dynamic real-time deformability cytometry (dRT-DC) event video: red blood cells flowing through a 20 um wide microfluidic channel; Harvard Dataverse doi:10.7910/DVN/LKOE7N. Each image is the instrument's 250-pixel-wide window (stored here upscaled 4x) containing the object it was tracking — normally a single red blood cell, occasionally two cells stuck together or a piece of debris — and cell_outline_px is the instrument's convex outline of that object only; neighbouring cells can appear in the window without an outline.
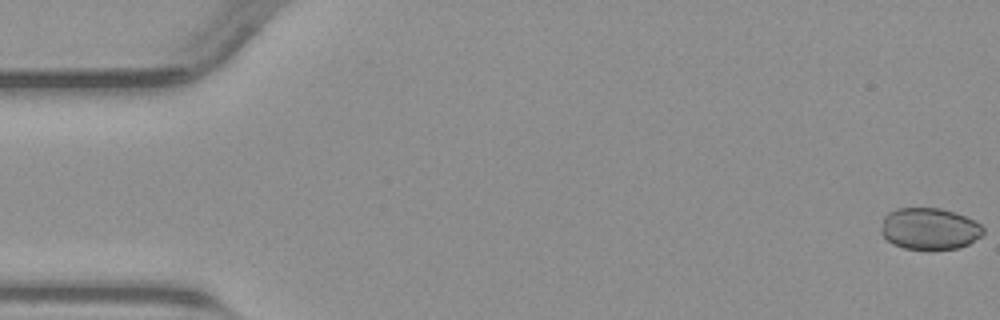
{"species": "common noctule bat (a hibernating species)", "species_latin": "Nyctalus noctula", "temperature_condition": "warm", "stored_images_in_passage": 18, "camera_frame_rate_fps": 3000, "um_per_image_px": 0.085, "animal": {"sex": "male", "body_mass_g": 23.1, "forearm_length_mm": 52.7}, "frame": {"image": 1, "passage_image": 1, "time_ms": 0.0, "image_size_px": [1000, 320], "cell_outline_px": [[984, 232], [980, 236], [968, 244], [960, 248], [932, 252], [928, 252], [904, 248], [892, 244], [880, 232], [880, 228], [884, 216], [888, 212], [896, 208], [940, 208], [964, 216], [980, 224], [984, 228]], "centroid_in_image_um": [78.97, 19.49], "position_along_channel_um": 6.0, "area_um2": 25.37}}
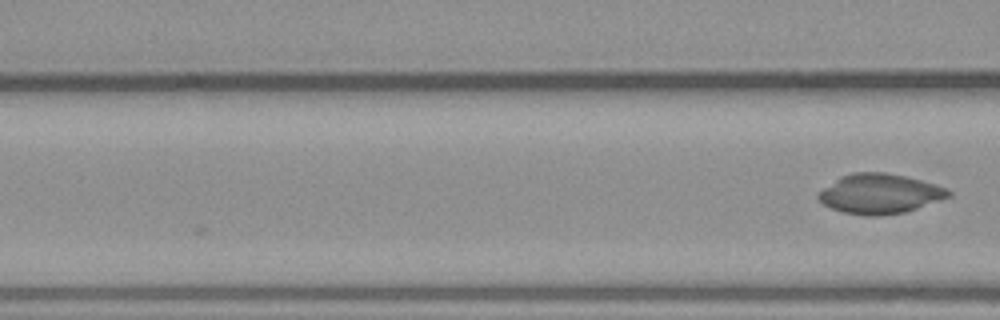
{"frame": {"image": 2, "passage_image": 18, "time_ms": 5.667, "image_size_px": [1000, 320], "cell_outline_px": [[952, 196], [904, 212], [880, 216], [868, 216], [844, 212], [832, 208], [824, 204], [816, 196], [824, 188], [840, 176], [852, 172], [884, 172], [908, 176], [936, 184], [948, 188], [952, 192]], "centroid_in_image_um": [74.82, 16.45], "position_along_channel_um": 91.8, "area_um2": 30.17}}